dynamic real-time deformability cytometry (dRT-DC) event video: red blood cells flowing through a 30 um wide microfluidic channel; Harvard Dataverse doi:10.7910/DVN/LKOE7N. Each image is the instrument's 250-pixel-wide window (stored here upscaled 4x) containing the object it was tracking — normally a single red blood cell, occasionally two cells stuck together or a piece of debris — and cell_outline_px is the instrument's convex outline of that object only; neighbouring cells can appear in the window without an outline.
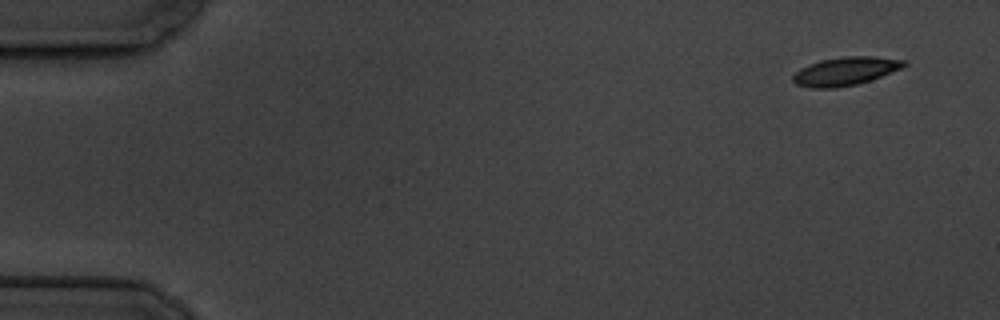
{"species": "common noctule bat (a hibernating species)", "species_latin": "Nyctalus noctula", "temperature_condition": "cold", "stored_images_in_passage": 5, "segment_of_instrument_passage": [1, 2], "camera_frame_rate_fps": 3000, "um_per_image_px": 0.085, "animal": {"sex": "male", "body_mass_g": 19.5, "forearm_length_mm": 54.6}, "frame": {"image": 1, "passage_image": 1, "time_ms": 0.0, "image_size_px": [1000, 320], "cell_outline_px": [[908, 64], [900, 68], [880, 76], [856, 84], [836, 88], [812, 88], [796, 84], [792, 80], [792, 76], [800, 68], [820, 60], [844, 56], [876, 56], [908, 60]], "centroid_in_image_um": [71.85, 6.04], "position_along_channel_um": 13.1, "area_um2": 18.26}}
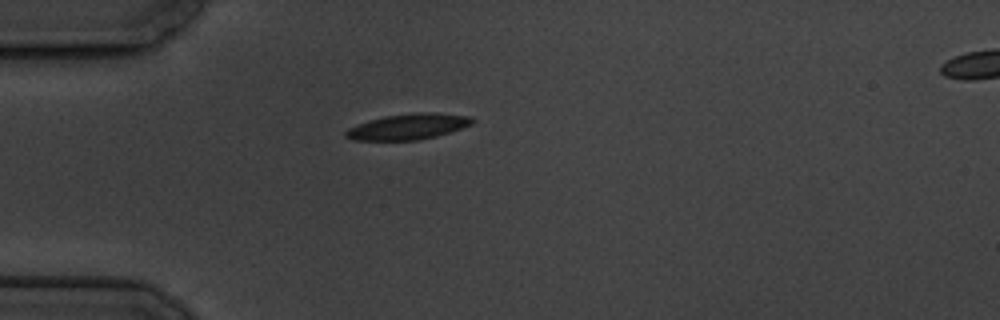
{"frame": {"image": 2, "passage_image": 4, "time_ms": 4.333, "image_size_px": [1000, 320], "cell_outline_px": [[476, 120], [472, 124], [436, 136], [416, 140], [352, 140], [344, 136], [344, 132], [348, 128], [368, 120], [384, 116], [416, 112], [432, 112], [472, 116]], "centroid_in_image_um": [34.68, 10.75], "position_along_channel_um": 50.3, "area_um2": 19.02}}